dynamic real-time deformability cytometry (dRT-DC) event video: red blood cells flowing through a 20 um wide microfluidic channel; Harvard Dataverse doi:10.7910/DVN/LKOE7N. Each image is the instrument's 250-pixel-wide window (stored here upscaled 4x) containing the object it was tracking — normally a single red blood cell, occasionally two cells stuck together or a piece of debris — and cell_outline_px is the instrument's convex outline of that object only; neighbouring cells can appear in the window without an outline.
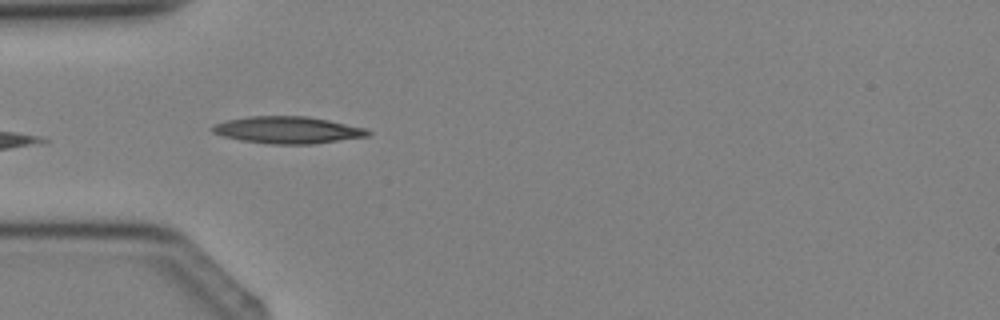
{"species": "Egyptian fruit bat (a non-hibernating species)", "species_latin": "Rousettus aegyptiacus", "temperature_condition": "cold", "stored_images_in_passage": 4, "camera_frame_rate_fps": 3000, "um_per_image_px": 0.085, "animal": {"sex": "female"}, "frame": {"image": 1, "passage_image": 4, "time_ms": 4.333, "image_size_px": [1000, 320], "cell_outline_px": [[372, 132], [368, 136], [312, 144], [272, 144], [240, 140], [224, 136], [212, 132], [212, 124], [228, 120], [248, 116], [308, 116], [328, 120], [364, 128]], "centroid_in_image_um": [24.43, 11.04], "position_along_channel_um": 60.6, "area_um2": 24.28}}